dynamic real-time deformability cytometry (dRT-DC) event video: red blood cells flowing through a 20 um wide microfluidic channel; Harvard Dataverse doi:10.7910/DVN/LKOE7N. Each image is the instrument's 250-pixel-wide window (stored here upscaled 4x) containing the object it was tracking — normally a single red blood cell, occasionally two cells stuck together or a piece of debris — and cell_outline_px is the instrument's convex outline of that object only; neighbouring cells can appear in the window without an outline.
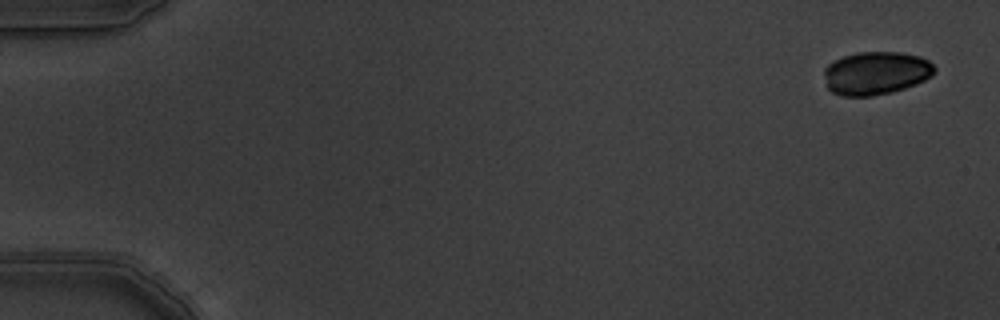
{"species": "common noctule bat (a hibernating species)", "species_latin": "Nyctalus noctula", "temperature_condition": "warm", "stored_images_in_passage": 6, "camera_frame_rate_fps": 3000, "um_per_image_px": 0.085, "animal": {"sex": "male", "body_mass_g": 19.5, "forearm_length_mm": 54.6}, "frame": {"image": 1, "passage_image": 1, "time_ms": 0.0, "image_size_px": [1000, 320], "cell_outline_px": [[936, 72], [932, 76], [916, 84], [892, 92], [872, 96], [840, 96], [832, 92], [828, 88], [824, 72], [824, 68], [832, 60], [856, 52], [900, 52], [920, 56], [928, 60], [936, 68]], "centroid_in_image_um": [74.46, 6.21], "position_along_channel_um": 10.5, "area_um2": 27.98}}
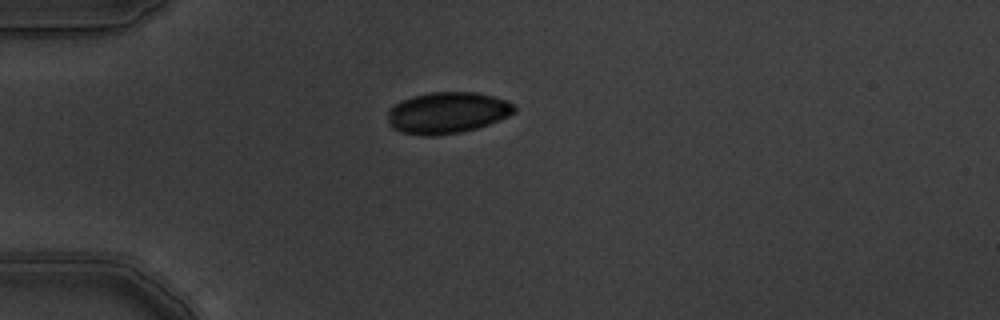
{"frame": {"image": 2, "passage_image": 4, "time_ms": 1.0, "image_size_px": [1000, 320], "cell_outline_px": [[516, 112], [508, 116], [488, 124], [476, 128], [460, 132], [440, 136], [424, 136], [400, 132], [392, 128], [388, 124], [388, 112], [400, 100], [412, 96], [428, 92], [476, 92], [508, 100], [516, 108]], "centroid_in_image_um": [38.0, 9.59], "position_along_channel_um": 47.0, "area_um2": 30.69}}
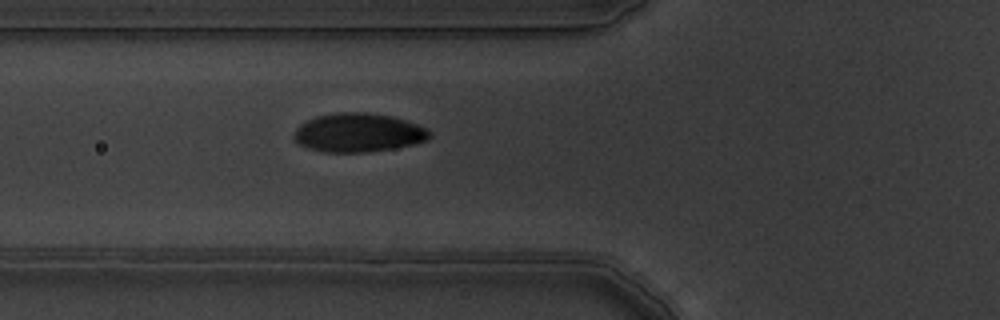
{"frame": {"image": 3, "passage_image": 6, "time_ms": 1.667, "image_size_px": [1000, 320], "cell_outline_px": [[432, 136], [428, 140], [396, 148], [368, 152], [324, 152], [308, 148], [300, 144], [292, 136], [296, 128], [300, 124], [316, 116], [340, 112], [368, 112], [392, 116], [428, 128], [432, 132]], "centroid_in_image_um": [30.48, 11.28], "position_along_channel_um": 95.3, "area_um2": 30.81}}